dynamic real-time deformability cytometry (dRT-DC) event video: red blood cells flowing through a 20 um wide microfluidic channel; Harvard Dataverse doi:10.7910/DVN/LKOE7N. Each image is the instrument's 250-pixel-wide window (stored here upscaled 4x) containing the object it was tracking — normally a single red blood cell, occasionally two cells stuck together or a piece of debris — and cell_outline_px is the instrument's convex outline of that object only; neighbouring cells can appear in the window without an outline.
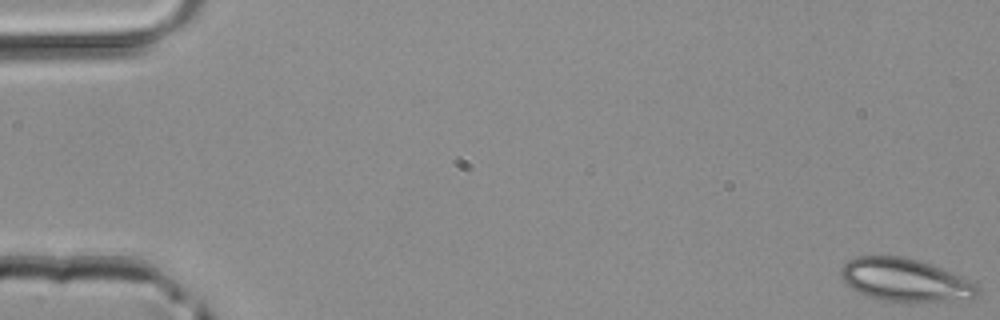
{"species": "common noctule bat (a hibernating species)", "species_latin": "Nyctalus noctula", "temperature_condition": "room temperature", "stored_images_in_passage": 4, "camera_frame_rate_fps": 3000, "um_per_image_px": 0.085, "animal": {"sex": "male", "body_mass_g": 20.4}, "frame": {"image": 1, "passage_image": 1, "time_ms": 0.0, "image_size_px": [1000, 320], "cell_outline_px": [[980, 292], [972, 300], [908, 304], [876, 300], [856, 292], [840, 276], [840, 268], [848, 260], [856, 256], [900, 256], [916, 260], [940, 268], [976, 284], [980, 288]], "centroid_in_image_um": [76.94, 23.87], "position_along_channel_um": 8.1, "area_um2": 34.97}}